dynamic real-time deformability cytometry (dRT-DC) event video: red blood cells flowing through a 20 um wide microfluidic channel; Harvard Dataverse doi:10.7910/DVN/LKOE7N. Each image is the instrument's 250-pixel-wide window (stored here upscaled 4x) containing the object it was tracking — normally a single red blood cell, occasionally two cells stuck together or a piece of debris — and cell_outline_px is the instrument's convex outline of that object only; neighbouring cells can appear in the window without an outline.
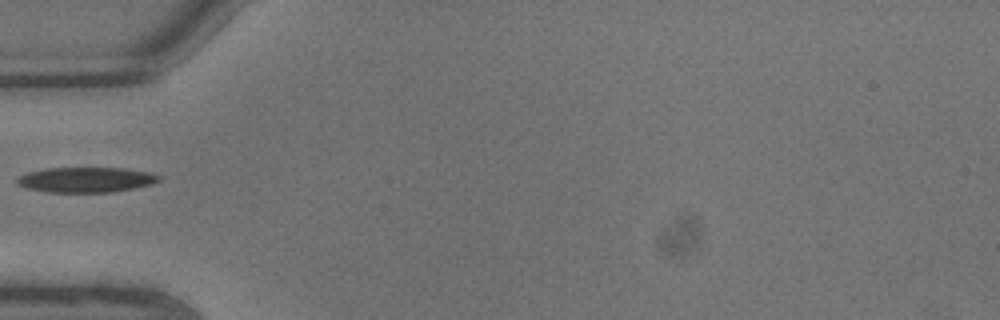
{"species": "common noctule bat (a hibernating species)", "species_latin": "Nyctalus noctula", "temperature_condition": "warm", "stored_images_in_passage": 4, "camera_frame_rate_fps": 3000, "um_per_image_px": 0.085, "animal": {"sex": "male", "body_mass_g": 13.3}, "frame": {"image": 1, "passage_image": 1, "time_ms": 0.0, "image_size_px": [1000, 320], "cell_outline_px": [[160, 180], [152, 184], [136, 188], [112, 192], [48, 192], [28, 188], [16, 184], [16, 180], [20, 176], [28, 172], [48, 168], [124, 168], [148, 172], [160, 176]], "centroid_in_image_um": [7.33, 15.28], "position_along_channel_um": 77.7, "area_um2": 20.75}}
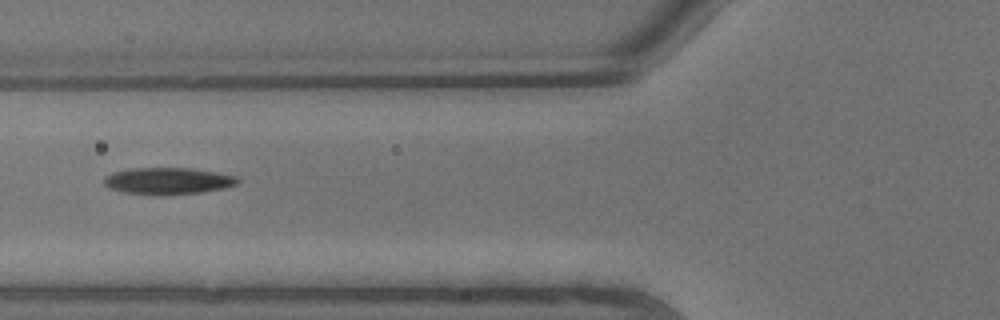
{"frame": {"image": 2, "passage_image": 2, "time_ms": 0.333, "image_size_px": [1000, 320], "cell_outline_px": [[240, 184], [228, 188], [200, 192], [164, 196], [156, 196], [124, 192], [108, 188], [104, 184], [104, 176], [112, 172], [136, 168], [192, 168], [236, 176], [240, 180]], "centroid_in_image_um": [14.3, 15.4], "position_along_channel_um": 111.5, "area_um2": 21.21}}
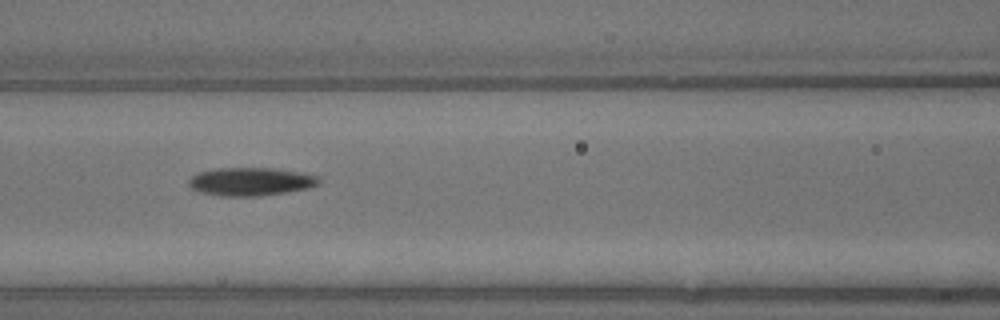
{"frame": {"image": 3, "passage_image": 3, "time_ms": 0.667, "image_size_px": [1000, 320], "cell_outline_px": [[320, 184], [308, 188], [260, 196], [220, 196], [200, 192], [192, 188], [188, 184], [188, 180], [196, 172], [216, 168], [276, 168], [304, 172], [316, 176], [320, 180]], "centroid_in_image_um": [21.3, 15.42], "position_along_channel_um": 145.3, "area_um2": 21.56}}